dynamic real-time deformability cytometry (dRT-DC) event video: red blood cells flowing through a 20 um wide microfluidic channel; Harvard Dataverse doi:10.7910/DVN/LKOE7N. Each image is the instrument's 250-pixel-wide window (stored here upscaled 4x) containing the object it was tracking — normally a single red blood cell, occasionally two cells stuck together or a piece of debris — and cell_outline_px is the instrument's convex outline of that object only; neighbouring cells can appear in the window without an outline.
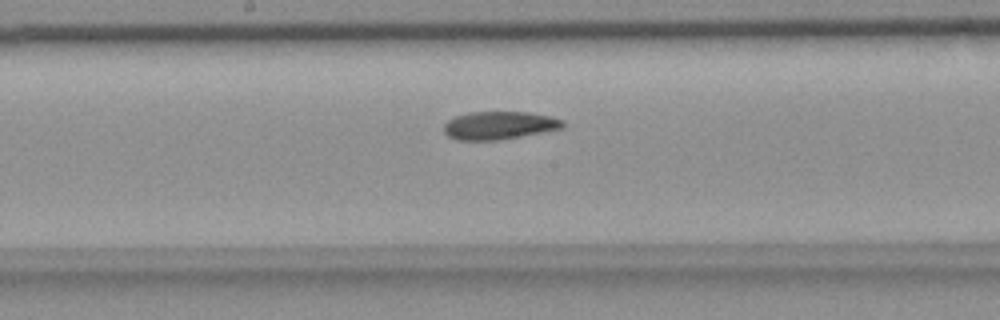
{"species": "common noctule bat (a hibernating species)", "species_latin": "Nyctalus noctula", "temperature_condition": "room temperature", "stored_images_in_passage": 37, "camera_frame_rate_fps": 3000, "um_per_image_px": 0.085, "animal": {"sex": "female", "body_mass_g": 18.4}, "frame": {"image": 1, "passage_image": 21, "time_ms": 6.667, "image_size_px": [1000, 320], "cell_outline_px": [[564, 124], [560, 128], [520, 136], [496, 140], [456, 140], [448, 136], [444, 132], [444, 124], [448, 120], [456, 116], [468, 112], [528, 112], [552, 116], [564, 120]], "centroid_in_image_um": [42.4, 10.65], "position_along_channel_um": 205.8, "area_um2": 19.25}}
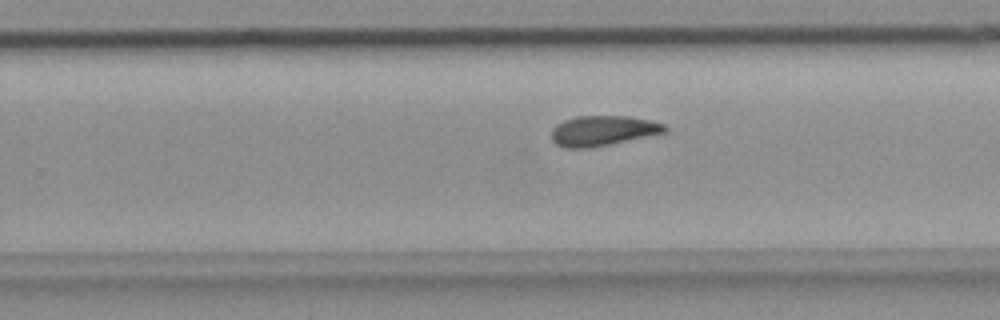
{"frame": {"image": 2, "passage_image": 27, "time_ms": 8.667, "image_size_px": [1000, 320], "cell_outline_px": [[668, 132], [612, 144], [592, 148], [564, 148], [556, 144], [552, 140], [552, 128], [556, 124], [564, 120], [576, 116], [628, 116], [648, 120], [664, 124], [668, 128]], "centroid_in_image_um": [51.24, 11.12], "position_along_channel_um": 278.6, "area_um2": 20.11}}
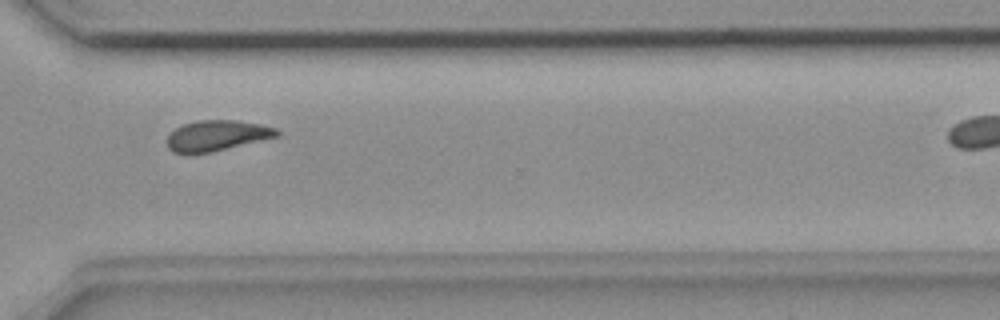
{"frame": {"image": 3, "passage_image": 33, "time_ms": 10.667, "image_size_px": [1000, 320], "cell_outline_px": [[280, 136], [212, 152], [188, 156], [172, 152], [168, 148], [168, 136], [176, 128], [184, 124], [196, 120], [236, 120], [260, 124], [276, 128], [280, 132]], "centroid_in_image_um": [18.42, 11.55], "position_along_channel_um": 352.2, "area_um2": 19.94}}